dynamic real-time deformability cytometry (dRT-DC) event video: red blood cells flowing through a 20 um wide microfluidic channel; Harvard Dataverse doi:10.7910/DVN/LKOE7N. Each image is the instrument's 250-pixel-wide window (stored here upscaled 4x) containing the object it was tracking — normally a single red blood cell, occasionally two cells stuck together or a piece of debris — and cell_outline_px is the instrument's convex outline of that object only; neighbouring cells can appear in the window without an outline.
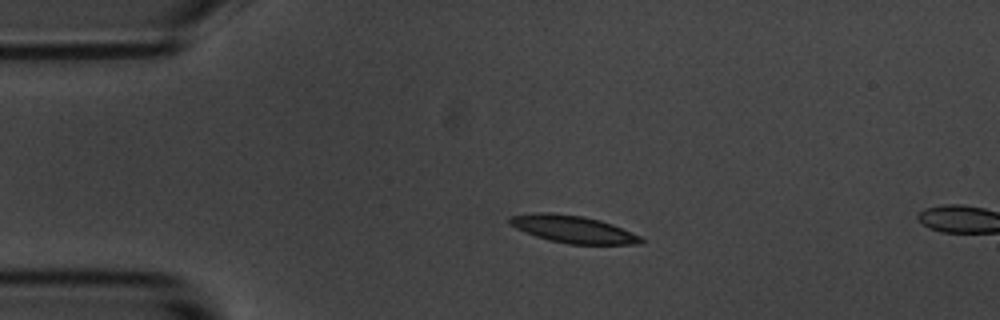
{"species": "common noctule bat (a hibernating species)", "species_latin": "Nyctalus noctula", "temperature_condition": "room temperature", "stored_images_in_passage": 4, "camera_frame_rate_fps": 3000, "um_per_image_px": 0.085, "animal": {"sex": "male", "body_mass_g": 20.1, "forearm_length_mm": 53.5}, "frame": {"image": 1, "passage_image": 3, "time_ms": 2.333, "image_size_px": [1000, 320], "cell_outline_px": [[644, 240], [640, 244], [568, 244], [548, 240], [536, 236], [516, 228], [508, 224], [508, 216], [532, 212], [548, 212], [584, 216], [600, 220], [612, 224], [640, 236]], "centroid_in_image_um": [48.65, 19.47], "position_along_channel_um": 36.4, "area_um2": 20.98}}